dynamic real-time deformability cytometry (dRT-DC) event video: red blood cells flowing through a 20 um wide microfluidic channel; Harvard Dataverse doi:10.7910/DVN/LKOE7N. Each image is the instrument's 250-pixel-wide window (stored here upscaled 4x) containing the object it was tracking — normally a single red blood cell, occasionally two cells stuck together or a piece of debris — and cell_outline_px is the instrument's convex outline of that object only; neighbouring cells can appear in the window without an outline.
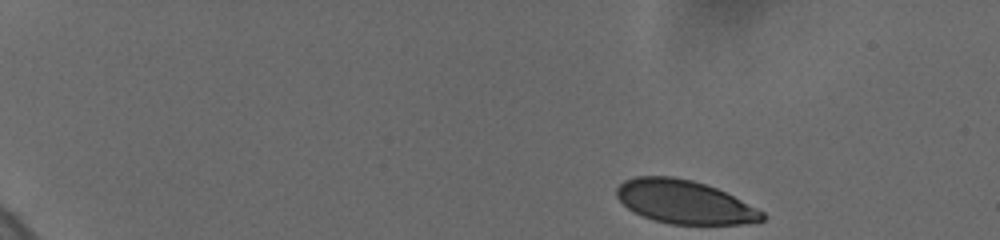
{"species": "human", "species_latin": "Homo sapiens", "temperature_condition": "cold", "stored_images_in_passage": 6, "camera_frame_rate_fps": 3000, "um_per_image_px": 0.085, "donor": {"sex": "female"}, "frame": {"image": 1, "passage_image": 1, "time_ms": 0.0, "image_size_px": [1000, 240], "cell_outline_px": [[764, 220], [756, 224], [668, 224], [652, 220], [628, 208], [616, 196], [616, 188], [624, 180], [636, 176], [672, 176], [692, 180], [716, 188], [764, 212]], "centroid_in_image_um": [58.17, 17.17], "position_along_channel_um": 26.8, "area_um2": 36.7}}
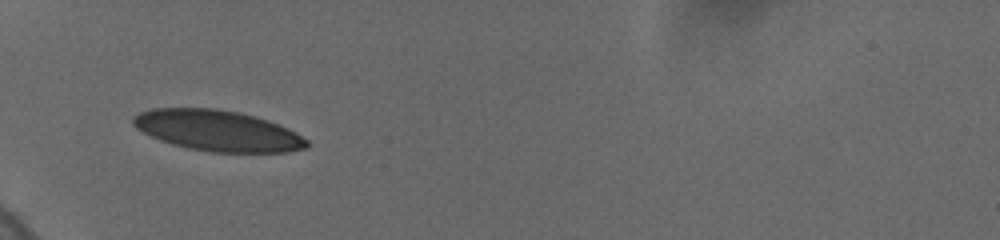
{"frame": {"image": 2, "passage_image": 5, "time_ms": 4.333, "image_size_px": [1000, 240], "cell_outline_px": [[308, 148], [288, 152], [212, 152], [188, 148], [172, 144], [160, 140], [136, 128], [132, 124], [132, 120], [140, 112], [152, 108], [212, 108], [236, 112], [252, 116], [288, 128], [296, 132], [308, 140]], "centroid_in_image_um": [18.5, 11.11], "position_along_channel_um": 66.5, "area_um2": 40.86}}